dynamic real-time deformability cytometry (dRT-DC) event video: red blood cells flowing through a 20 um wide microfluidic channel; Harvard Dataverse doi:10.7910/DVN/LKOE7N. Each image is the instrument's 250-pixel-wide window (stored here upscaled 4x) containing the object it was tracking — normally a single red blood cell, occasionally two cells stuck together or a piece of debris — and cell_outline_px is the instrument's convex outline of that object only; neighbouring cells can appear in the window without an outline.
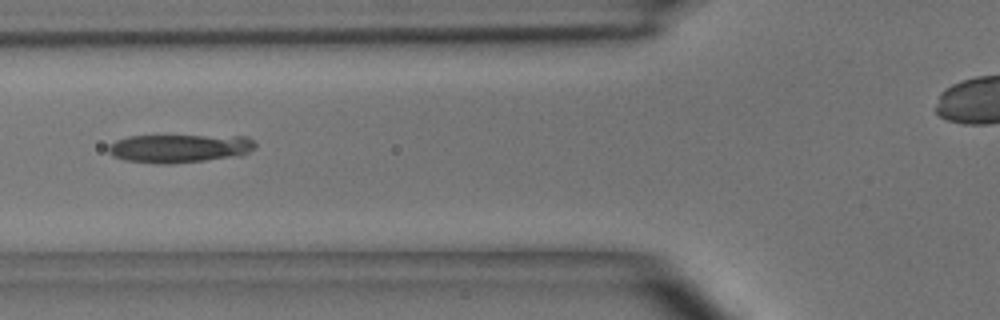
{"species": "common noctule bat (a hibernating species)", "species_latin": "Nyctalus noctula", "temperature_condition": "room temperature", "stored_images_in_passage": 4, "camera_frame_rate_fps": 3000, "um_per_image_px": 0.085, "animal": {"sex": "male", "body_mass_g": 15.6}, "frame": {"image": 1, "passage_image": 4, "time_ms": 4.333, "image_size_px": [1000, 320], "cell_outline_px": [[256, 148], [240, 156], [172, 164], [156, 164], [124, 160], [112, 156], [108, 152], [108, 144], [116, 140], [128, 136], [248, 136], [256, 144]], "centroid_in_image_um": [15.24, 12.62], "position_along_channel_um": 110.6, "area_um2": 24.57}}